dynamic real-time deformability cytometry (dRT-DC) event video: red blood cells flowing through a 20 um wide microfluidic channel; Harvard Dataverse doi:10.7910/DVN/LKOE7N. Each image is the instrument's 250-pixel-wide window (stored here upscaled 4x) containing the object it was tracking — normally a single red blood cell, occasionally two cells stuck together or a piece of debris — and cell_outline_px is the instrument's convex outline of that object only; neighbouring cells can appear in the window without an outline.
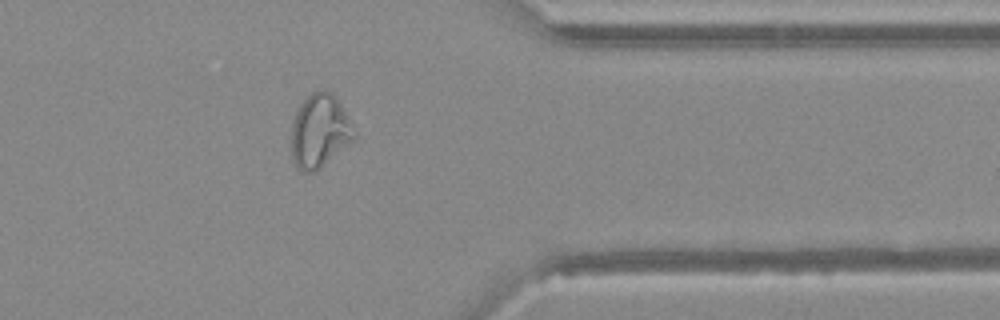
{"species": "Egyptian fruit bat (a non-hibernating species)", "species_latin": "Rousettus aegyptiacus", "temperature_condition": "warm", "stored_images_in_passage": 44, "camera_frame_rate_fps": 3000, "um_per_image_px": 0.085, "animal": {"sex": "female"}, "frame": {"image": 1, "passage_image": 35, "time_ms": 11.333, "image_size_px": [1000, 320], "cell_outline_px": [[356, 136], [352, 140], [316, 172], [304, 172], [296, 168], [292, 160], [292, 124], [296, 112], [300, 104], [312, 92], [320, 88], [324, 88], [332, 92], [336, 96], [356, 132]], "centroid_in_image_um": [27.16, 11.12], "position_along_channel_um": 384.2, "area_um2": 26.88}}
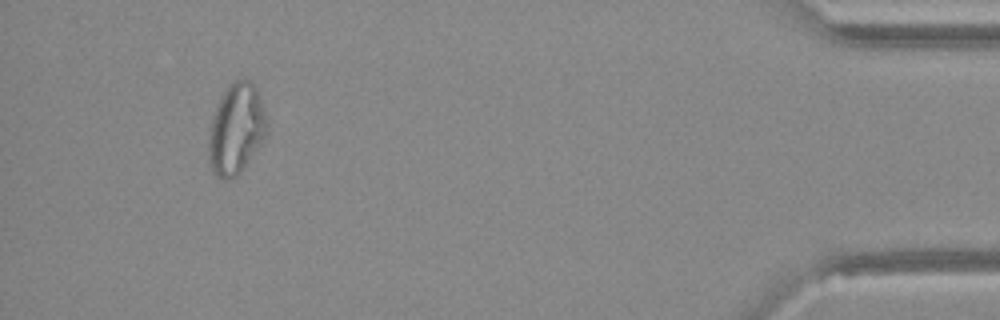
{"frame": {"image": 2, "passage_image": 41, "time_ms": 13.333, "image_size_px": [1000, 320], "cell_outline_px": [[268, 132], [264, 140], [240, 172], [236, 176], [228, 180], [224, 180], [216, 176], [212, 168], [208, 152], [208, 140], [212, 120], [216, 108], [224, 92], [236, 80], [252, 80], [256, 88], [264, 108], [268, 124]], "centroid_in_image_um": [20.11, 10.99], "position_along_channel_um": 415.1, "area_um2": 30.4}}